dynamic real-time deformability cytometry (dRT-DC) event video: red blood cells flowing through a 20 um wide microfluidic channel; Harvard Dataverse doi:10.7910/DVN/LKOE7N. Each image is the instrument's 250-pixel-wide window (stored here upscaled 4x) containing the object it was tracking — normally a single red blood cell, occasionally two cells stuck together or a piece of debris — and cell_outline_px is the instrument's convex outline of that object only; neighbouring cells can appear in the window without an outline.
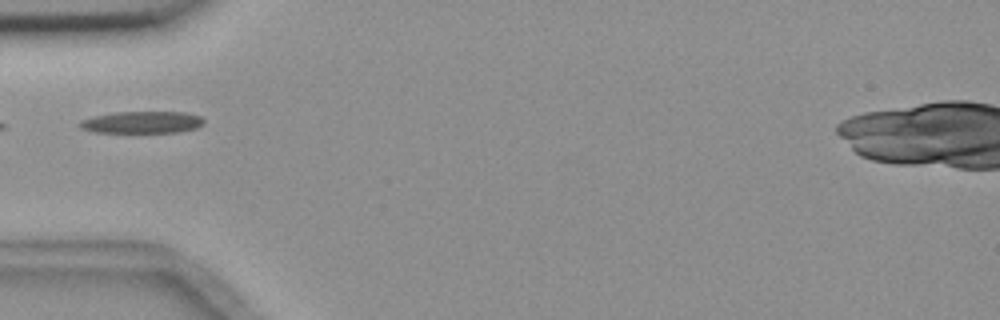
{"species": "common noctule bat (a hibernating species)", "species_latin": "Nyctalus noctula", "temperature_condition": "room temperature", "stored_images_in_passage": 4, "segment_of_instrument_passage": [2, 2], "camera_frame_rate_fps": 3000, "um_per_image_px": 0.085, "animal": {"sex": "female", "body_mass_g": 18.4}, "frame": {"image": 1, "passage_image": 4, "time_ms": 3.333, "image_size_px": [1000, 320], "cell_outline_px": [[204, 124], [196, 128], [180, 132], [96, 132], [80, 128], [80, 120], [92, 116], [116, 112], [184, 112], [200, 116], [204, 120]], "centroid_in_image_um": [12.09, 10.39], "position_along_channel_um": 72.9, "area_um2": 15.84}}